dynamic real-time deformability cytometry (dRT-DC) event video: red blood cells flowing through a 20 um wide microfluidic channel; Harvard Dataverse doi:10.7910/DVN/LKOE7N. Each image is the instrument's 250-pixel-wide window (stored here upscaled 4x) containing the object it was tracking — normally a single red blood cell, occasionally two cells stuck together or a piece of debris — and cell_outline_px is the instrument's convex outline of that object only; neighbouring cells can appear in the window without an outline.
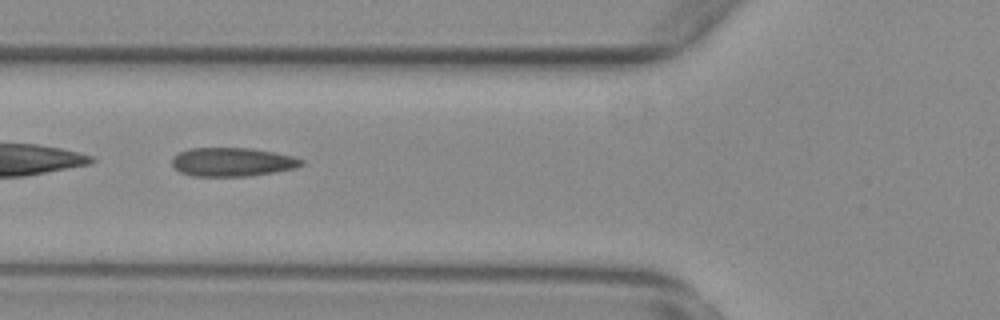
{"species": "common noctule bat (a hibernating species)", "species_latin": "Nyctalus noctula", "temperature_condition": "warm", "stored_images_in_passage": 49, "camera_frame_rate_fps": 3000, "um_per_image_px": 0.085, "animal": {"sex": "female", "body_mass_g": 29.2, "forearm_length_mm": 56.3}, "frame": {"image": 1, "passage_image": 20, "time_ms": 6.333, "image_size_px": [1000, 320], "cell_outline_px": [[304, 164], [296, 168], [248, 176], [192, 176], [180, 172], [172, 168], [172, 156], [188, 148], [248, 148], [272, 152], [292, 156], [304, 160]], "centroid_in_image_um": [19.7, 13.77], "position_along_channel_um": 106.1, "area_um2": 21.68}}
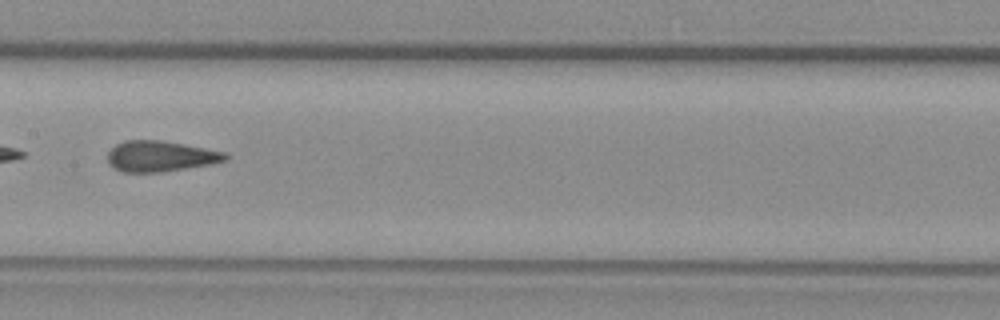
{"frame": {"image": 2, "passage_image": 27, "time_ms": 8.667, "image_size_px": [1000, 320], "cell_outline_px": [[228, 160], [212, 164], [160, 172], [120, 172], [112, 168], [108, 164], [108, 152], [116, 144], [124, 140], [160, 140], [184, 144], [228, 152]], "centroid_in_image_um": [13.64, 13.28], "position_along_channel_um": 193.8, "area_um2": 21.33}}
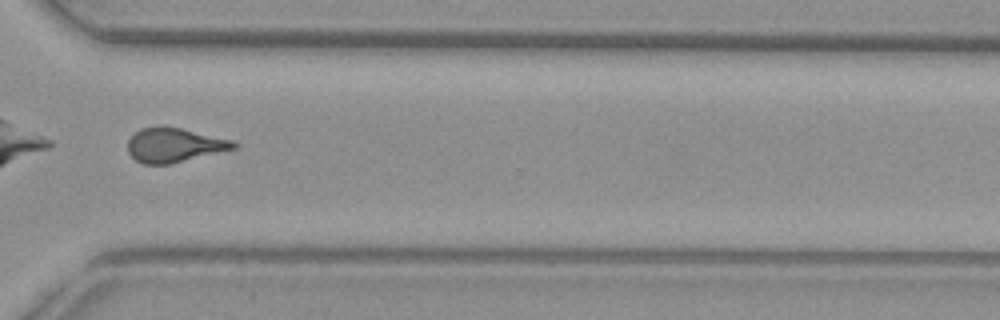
{"frame": {"image": 3, "passage_image": 40, "time_ms": 13.0, "image_size_px": [1000, 320], "cell_outline_px": [[240, 144], [236, 148], [172, 164], [144, 164], [136, 160], [128, 152], [128, 140], [140, 128], [180, 128], [232, 140]], "centroid_in_image_um": [14.84, 12.36], "position_along_channel_um": 355.8, "area_um2": 20.75}, "authors_computed_cell_mechanics": {"area_um2": 21.675, "velocity_mm_per_s": 3.7456, "shape_relaxation_time_tau1_ms": 7.7524, "shape_relaxation_time_tau2_ms": 1.3577, "deformation_change_tau1": 0.1976, "deformation_change_tau2": 0.0867}}